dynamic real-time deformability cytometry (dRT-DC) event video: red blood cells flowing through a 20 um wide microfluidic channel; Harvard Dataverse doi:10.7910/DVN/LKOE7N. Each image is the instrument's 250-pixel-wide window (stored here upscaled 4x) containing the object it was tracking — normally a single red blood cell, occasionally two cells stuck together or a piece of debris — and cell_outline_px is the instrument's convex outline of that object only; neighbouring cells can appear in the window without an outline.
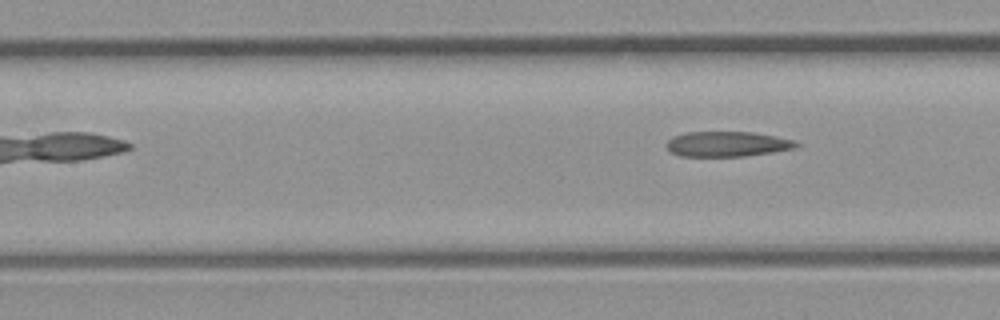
{"species": "common noctule bat (a hibernating species)", "species_latin": "Nyctalus noctula", "temperature_condition": "room temperature", "stored_images_in_passage": 4, "camera_frame_rate_fps": 3000, "um_per_image_px": 0.085, "animal": {"sex": "male", "body_mass_g": 23.1, "forearm_length_mm": 52.7}, "frame": {"image": 1, "passage_image": 4, "time_ms": 1.0, "image_size_px": [1000, 320], "cell_outline_px": [[800, 144], [796, 148], [772, 152], [744, 156], [680, 156], [668, 152], [668, 140], [672, 136], [684, 132], [752, 132], [776, 136], [796, 140]], "centroid_in_image_um": [61.82, 12.24], "position_along_channel_um": 145.6, "area_um2": 19.13}}